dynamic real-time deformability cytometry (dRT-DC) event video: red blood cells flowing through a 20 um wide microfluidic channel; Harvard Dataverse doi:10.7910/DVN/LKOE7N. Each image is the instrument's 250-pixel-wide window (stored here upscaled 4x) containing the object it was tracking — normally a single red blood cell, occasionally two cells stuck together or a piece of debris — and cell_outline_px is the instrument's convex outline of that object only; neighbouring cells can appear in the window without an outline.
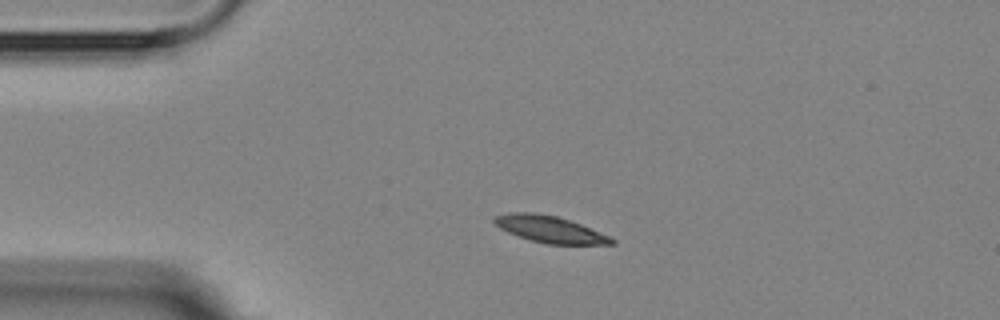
{"species": "Egyptian fruit bat (a non-hibernating species)", "species_latin": "Rousettus aegyptiacus", "temperature_condition": "room temperature", "stored_images_in_passage": 3, "camera_frame_rate_fps": 3000, "um_per_image_px": 0.085, "animal": {"sex": "female"}, "frame": {"image": 1, "passage_image": 2, "time_ms": 3.667, "image_size_px": [1000, 320], "cell_outline_px": [[616, 244], [548, 244], [532, 240], [508, 232], [500, 228], [492, 220], [496, 216], [508, 212], [536, 212], [556, 216], [580, 224], [612, 236], [616, 240]], "centroid_in_image_um": [46.78, 19.48], "position_along_channel_um": 38.2, "area_um2": 18.15}}